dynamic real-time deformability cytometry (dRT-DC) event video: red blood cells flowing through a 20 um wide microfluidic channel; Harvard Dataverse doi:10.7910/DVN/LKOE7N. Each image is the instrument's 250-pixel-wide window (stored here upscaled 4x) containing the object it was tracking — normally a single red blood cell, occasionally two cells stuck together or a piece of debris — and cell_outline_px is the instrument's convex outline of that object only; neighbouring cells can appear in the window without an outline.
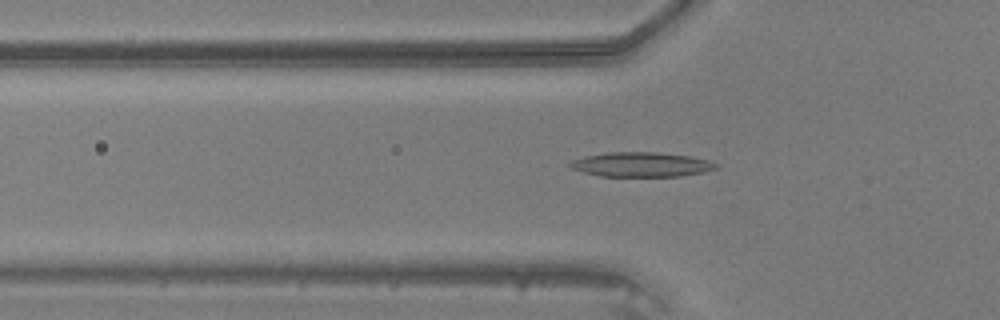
{"species": "common noctule bat (a hibernating species)", "species_latin": "Nyctalus noctula", "temperature_condition": "warm", "stored_images_in_passage": 38, "camera_frame_rate_fps": 3000, "um_per_image_px": 0.085, "animal": {"sex": "male", "body_mass_g": 20.5, "forearm_length_mm": 52.5}, "frame": {"image": 1, "passage_image": 7, "time_ms": 2.0, "image_size_px": [1000, 320], "cell_outline_px": [[720, 168], [704, 172], [680, 176], [600, 176], [584, 172], [572, 168], [568, 164], [572, 160], [584, 156], [608, 152], [656, 152], [688, 156], [708, 160], [716, 164]], "centroid_in_image_um": [54.51, 13.98], "position_along_channel_um": 71.3, "area_um2": 20.81}}
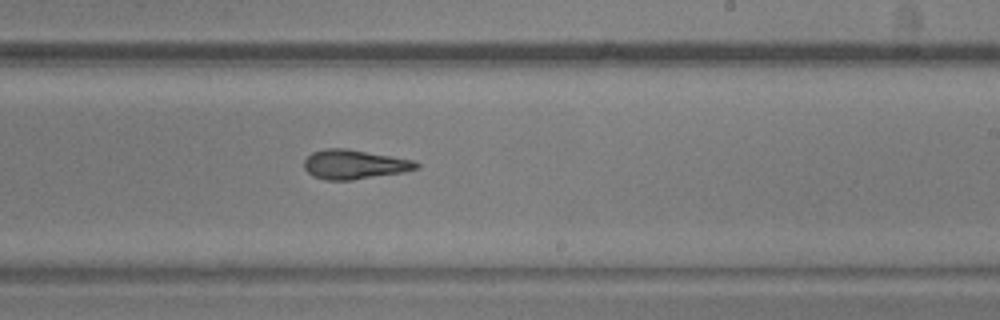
{"frame": {"image": 2, "passage_image": 20, "time_ms": 6.333, "image_size_px": [1000, 320], "cell_outline_px": [[420, 168], [404, 172], [352, 180], [324, 180], [312, 176], [304, 168], [304, 160], [312, 152], [328, 148], [344, 148], [392, 156], [412, 160], [420, 164]], "centroid_in_image_um": [30.11, 13.98], "position_along_channel_um": 258.9, "area_um2": 19.19}}
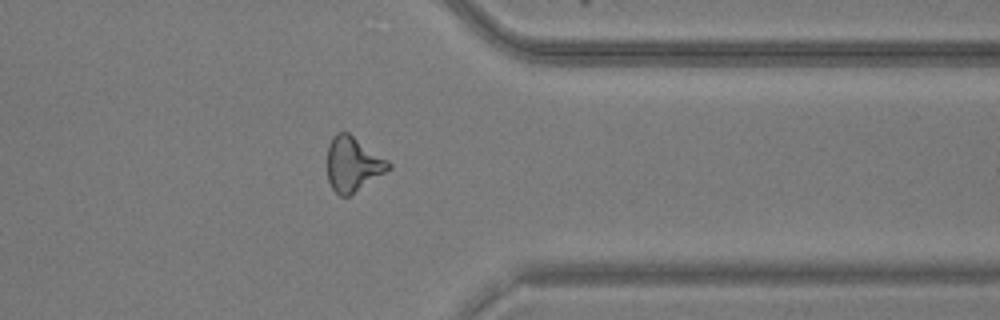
{"frame": {"image": 3, "passage_image": 29, "time_ms": 9.333, "image_size_px": [1000, 320], "cell_outline_px": [[392, 168], [348, 196], [340, 196], [332, 188], [328, 180], [328, 144], [332, 136], [336, 132], [348, 132], [388, 160], [392, 164]], "centroid_in_image_um": [30.0, 13.93], "position_along_channel_um": 381.4, "area_um2": 19.36}}